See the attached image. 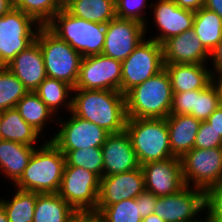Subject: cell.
I'll use <instances>...</instances> for the list:
<instances>
[{"instance_id": "1", "label": "cell", "mask_w": 222, "mask_h": 222, "mask_svg": "<svg viewBox=\"0 0 222 222\" xmlns=\"http://www.w3.org/2000/svg\"><path fill=\"white\" fill-rule=\"evenodd\" d=\"M71 112L109 133L125 130L127 111L125 95L113 90L73 89Z\"/></svg>"}, {"instance_id": "2", "label": "cell", "mask_w": 222, "mask_h": 222, "mask_svg": "<svg viewBox=\"0 0 222 222\" xmlns=\"http://www.w3.org/2000/svg\"><path fill=\"white\" fill-rule=\"evenodd\" d=\"M65 165V155L49 140L40 149L35 148L15 185L17 189L39 194L58 193Z\"/></svg>"}, {"instance_id": "3", "label": "cell", "mask_w": 222, "mask_h": 222, "mask_svg": "<svg viewBox=\"0 0 222 222\" xmlns=\"http://www.w3.org/2000/svg\"><path fill=\"white\" fill-rule=\"evenodd\" d=\"M172 86L164 68L125 94L128 118H167L172 106Z\"/></svg>"}, {"instance_id": "4", "label": "cell", "mask_w": 222, "mask_h": 222, "mask_svg": "<svg viewBox=\"0 0 222 222\" xmlns=\"http://www.w3.org/2000/svg\"><path fill=\"white\" fill-rule=\"evenodd\" d=\"M46 27L82 57L102 54L106 24L90 22L62 10L55 14Z\"/></svg>"}, {"instance_id": "5", "label": "cell", "mask_w": 222, "mask_h": 222, "mask_svg": "<svg viewBox=\"0 0 222 222\" xmlns=\"http://www.w3.org/2000/svg\"><path fill=\"white\" fill-rule=\"evenodd\" d=\"M125 131L131 139L140 166L174 157L166 118H128Z\"/></svg>"}, {"instance_id": "6", "label": "cell", "mask_w": 222, "mask_h": 222, "mask_svg": "<svg viewBox=\"0 0 222 222\" xmlns=\"http://www.w3.org/2000/svg\"><path fill=\"white\" fill-rule=\"evenodd\" d=\"M35 40L43 54L46 75L75 87L82 55L66 41L58 38L46 26H38Z\"/></svg>"}, {"instance_id": "7", "label": "cell", "mask_w": 222, "mask_h": 222, "mask_svg": "<svg viewBox=\"0 0 222 222\" xmlns=\"http://www.w3.org/2000/svg\"><path fill=\"white\" fill-rule=\"evenodd\" d=\"M100 178L82 167L65 166L58 194L77 212L94 213Z\"/></svg>"}, {"instance_id": "8", "label": "cell", "mask_w": 222, "mask_h": 222, "mask_svg": "<svg viewBox=\"0 0 222 222\" xmlns=\"http://www.w3.org/2000/svg\"><path fill=\"white\" fill-rule=\"evenodd\" d=\"M163 69L162 45L153 39H144L122 61L121 93L125 95L133 87L155 76Z\"/></svg>"}, {"instance_id": "9", "label": "cell", "mask_w": 222, "mask_h": 222, "mask_svg": "<svg viewBox=\"0 0 222 222\" xmlns=\"http://www.w3.org/2000/svg\"><path fill=\"white\" fill-rule=\"evenodd\" d=\"M35 23L32 17L15 8L0 17V66H8L35 41L38 32L32 29Z\"/></svg>"}, {"instance_id": "10", "label": "cell", "mask_w": 222, "mask_h": 222, "mask_svg": "<svg viewBox=\"0 0 222 222\" xmlns=\"http://www.w3.org/2000/svg\"><path fill=\"white\" fill-rule=\"evenodd\" d=\"M180 160L185 185L193 181L194 188L206 191L222 183V147L193 148Z\"/></svg>"}, {"instance_id": "11", "label": "cell", "mask_w": 222, "mask_h": 222, "mask_svg": "<svg viewBox=\"0 0 222 222\" xmlns=\"http://www.w3.org/2000/svg\"><path fill=\"white\" fill-rule=\"evenodd\" d=\"M122 62L103 54L83 57L73 89L121 92Z\"/></svg>"}, {"instance_id": "12", "label": "cell", "mask_w": 222, "mask_h": 222, "mask_svg": "<svg viewBox=\"0 0 222 222\" xmlns=\"http://www.w3.org/2000/svg\"><path fill=\"white\" fill-rule=\"evenodd\" d=\"M185 185L178 192L160 196L154 208L165 222H198L195 217L204 209V191ZM195 216V217H194ZM195 219V220H194Z\"/></svg>"}, {"instance_id": "13", "label": "cell", "mask_w": 222, "mask_h": 222, "mask_svg": "<svg viewBox=\"0 0 222 222\" xmlns=\"http://www.w3.org/2000/svg\"><path fill=\"white\" fill-rule=\"evenodd\" d=\"M145 29L139 21L115 17L106 24L102 54L124 61L144 40Z\"/></svg>"}, {"instance_id": "14", "label": "cell", "mask_w": 222, "mask_h": 222, "mask_svg": "<svg viewBox=\"0 0 222 222\" xmlns=\"http://www.w3.org/2000/svg\"><path fill=\"white\" fill-rule=\"evenodd\" d=\"M60 121L59 119L61 129L50 139L60 150L102 147L110 134L104 128L82 119L72 112L67 122Z\"/></svg>"}, {"instance_id": "15", "label": "cell", "mask_w": 222, "mask_h": 222, "mask_svg": "<svg viewBox=\"0 0 222 222\" xmlns=\"http://www.w3.org/2000/svg\"><path fill=\"white\" fill-rule=\"evenodd\" d=\"M144 174L145 190L156 196H167L178 192L185 186L182 164L179 157L141 165Z\"/></svg>"}, {"instance_id": "16", "label": "cell", "mask_w": 222, "mask_h": 222, "mask_svg": "<svg viewBox=\"0 0 222 222\" xmlns=\"http://www.w3.org/2000/svg\"><path fill=\"white\" fill-rule=\"evenodd\" d=\"M145 190L141 166L135 170L100 179V191L96 208H105L122 200L136 198Z\"/></svg>"}, {"instance_id": "17", "label": "cell", "mask_w": 222, "mask_h": 222, "mask_svg": "<svg viewBox=\"0 0 222 222\" xmlns=\"http://www.w3.org/2000/svg\"><path fill=\"white\" fill-rule=\"evenodd\" d=\"M101 148L103 176L128 172L140 167L131 139L125 130L110 133Z\"/></svg>"}, {"instance_id": "18", "label": "cell", "mask_w": 222, "mask_h": 222, "mask_svg": "<svg viewBox=\"0 0 222 222\" xmlns=\"http://www.w3.org/2000/svg\"><path fill=\"white\" fill-rule=\"evenodd\" d=\"M163 64H206L210 53L195 35L194 29L167 39L163 44Z\"/></svg>"}, {"instance_id": "19", "label": "cell", "mask_w": 222, "mask_h": 222, "mask_svg": "<svg viewBox=\"0 0 222 222\" xmlns=\"http://www.w3.org/2000/svg\"><path fill=\"white\" fill-rule=\"evenodd\" d=\"M154 8V21L161 33L152 39L161 45L167 39L193 28L195 12L178 7L173 0H159Z\"/></svg>"}, {"instance_id": "20", "label": "cell", "mask_w": 222, "mask_h": 222, "mask_svg": "<svg viewBox=\"0 0 222 222\" xmlns=\"http://www.w3.org/2000/svg\"><path fill=\"white\" fill-rule=\"evenodd\" d=\"M28 89L34 92L47 77L43 54L35 40L24 51L17 54L6 66Z\"/></svg>"}, {"instance_id": "21", "label": "cell", "mask_w": 222, "mask_h": 222, "mask_svg": "<svg viewBox=\"0 0 222 222\" xmlns=\"http://www.w3.org/2000/svg\"><path fill=\"white\" fill-rule=\"evenodd\" d=\"M206 64H167L164 68L169 74L173 93L205 89L213 82L214 72Z\"/></svg>"}, {"instance_id": "22", "label": "cell", "mask_w": 222, "mask_h": 222, "mask_svg": "<svg viewBox=\"0 0 222 222\" xmlns=\"http://www.w3.org/2000/svg\"><path fill=\"white\" fill-rule=\"evenodd\" d=\"M172 154L181 158L194 148L196 134L202 121L192 115H169L166 118Z\"/></svg>"}, {"instance_id": "23", "label": "cell", "mask_w": 222, "mask_h": 222, "mask_svg": "<svg viewBox=\"0 0 222 222\" xmlns=\"http://www.w3.org/2000/svg\"><path fill=\"white\" fill-rule=\"evenodd\" d=\"M35 146L0 139V170L16 183L27 167Z\"/></svg>"}, {"instance_id": "24", "label": "cell", "mask_w": 222, "mask_h": 222, "mask_svg": "<svg viewBox=\"0 0 222 222\" xmlns=\"http://www.w3.org/2000/svg\"><path fill=\"white\" fill-rule=\"evenodd\" d=\"M40 133L30 126L16 108L0 112V139L33 146Z\"/></svg>"}, {"instance_id": "25", "label": "cell", "mask_w": 222, "mask_h": 222, "mask_svg": "<svg viewBox=\"0 0 222 222\" xmlns=\"http://www.w3.org/2000/svg\"><path fill=\"white\" fill-rule=\"evenodd\" d=\"M77 213L58 193L38 194L33 222H70Z\"/></svg>"}, {"instance_id": "26", "label": "cell", "mask_w": 222, "mask_h": 222, "mask_svg": "<svg viewBox=\"0 0 222 222\" xmlns=\"http://www.w3.org/2000/svg\"><path fill=\"white\" fill-rule=\"evenodd\" d=\"M193 29L203 47L211 51L222 40V18L206 7L195 11Z\"/></svg>"}, {"instance_id": "27", "label": "cell", "mask_w": 222, "mask_h": 222, "mask_svg": "<svg viewBox=\"0 0 222 222\" xmlns=\"http://www.w3.org/2000/svg\"><path fill=\"white\" fill-rule=\"evenodd\" d=\"M67 11L75 17L102 24L116 17L115 0H76Z\"/></svg>"}, {"instance_id": "28", "label": "cell", "mask_w": 222, "mask_h": 222, "mask_svg": "<svg viewBox=\"0 0 222 222\" xmlns=\"http://www.w3.org/2000/svg\"><path fill=\"white\" fill-rule=\"evenodd\" d=\"M20 116L39 133L44 129L46 120L55 115L35 92H28L16 105Z\"/></svg>"}, {"instance_id": "29", "label": "cell", "mask_w": 222, "mask_h": 222, "mask_svg": "<svg viewBox=\"0 0 222 222\" xmlns=\"http://www.w3.org/2000/svg\"><path fill=\"white\" fill-rule=\"evenodd\" d=\"M11 201L0 199L9 222H33L39 193L17 189Z\"/></svg>"}, {"instance_id": "30", "label": "cell", "mask_w": 222, "mask_h": 222, "mask_svg": "<svg viewBox=\"0 0 222 222\" xmlns=\"http://www.w3.org/2000/svg\"><path fill=\"white\" fill-rule=\"evenodd\" d=\"M73 91V88L60 80L46 77L39 87L34 91L39 98L49 107V109L55 114L63 102L67 110H72V97L66 101L69 92ZM66 102V103H65Z\"/></svg>"}, {"instance_id": "31", "label": "cell", "mask_w": 222, "mask_h": 222, "mask_svg": "<svg viewBox=\"0 0 222 222\" xmlns=\"http://www.w3.org/2000/svg\"><path fill=\"white\" fill-rule=\"evenodd\" d=\"M98 222H142L140 202L136 198L125 199L94 212Z\"/></svg>"}, {"instance_id": "32", "label": "cell", "mask_w": 222, "mask_h": 222, "mask_svg": "<svg viewBox=\"0 0 222 222\" xmlns=\"http://www.w3.org/2000/svg\"><path fill=\"white\" fill-rule=\"evenodd\" d=\"M24 84L6 67L0 66V112L16 108L28 93Z\"/></svg>"}, {"instance_id": "33", "label": "cell", "mask_w": 222, "mask_h": 222, "mask_svg": "<svg viewBox=\"0 0 222 222\" xmlns=\"http://www.w3.org/2000/svg\"><path fill=\"white\" fill-rule=\"evenodd\" d=\"M66 158L65 166L82 167L103 177V153L101 147H85L77 150H60Z\"/></svg>"}, {"instance_id": "34", "label": "cell", "mask_w": 222, "mask_h": 222, "mask_svg": "<svg viewBox=\"0 0 222 222\" xmlns=\"http://www.w3.org/2000/svg\"><path fill=\"white\" fill-rule=\"evenodd\" d=\"M13 8L32 17L39 26H46L59 12L56 0H13Z\"/></svg>"}, {"instance_id": "35", "label": "cell", "mask_w": 222, "mask_h": 222, "mask_svg": "<svg viewBox=\"0 0 222 222\" xmlns=\"http://www.w3.org/2000/svg\"><path fill=\"white\" fill-rule=\"evenodd\" d=\"M220 106V96L216 85L212 82L205 89L194 90L193 114L200 121H206Z\"/></svg>"}, {"instance_id": "36", "label": "cell", "mask_w": 222, "mask_h": 222, "mask_svg": "<svg viewBox=\"0 0 222 222\" xmlns=\"http://www.w3.org/2000/svg\"><path fill=\"white\" fill-rule=\"evenodd\" d=\"M204 208L208 222H222V183L204 191Z\"/></svg>"}, {"instance_id": "37", "label": "cell", "mask_w": 222, "mask_h": 222, "mask_svg": "<svg viewBox=\"0 0 222 222\" xmlns=\"http://www.w3.org/2000/svg\"><path fill=\"white\" fill-rule=\"evenodd\" d=\"M146 5V0H115L116 17L136 20L146 25V18L141 14Z\"/></svg>"}, {"instance_id": "38", "label": "cell", "mask_w": 222, "mask_h": 222, "mask_svg": "<svg viewBox=\"0 0 222 222\" xmlns=\"http://www.w3.org/2000/svg\"><path fill=\"white\" fill-rule=\"evenodd\" d=\"M222 147V137L207 122L202 121L196 134L194 148L210 149Z\"/></svg>"}, {"instance_id": "39", "label": "cell", "mask_w": 222, "mask_h": 222, "mask_svg": "<svg viewBox=\"0 0 222 222\" xmlns=\"http://www.w3.org/2000/svg\"><path fill=\"white\" fill-rule=\"evenodd\" d=\"M194 102V90L182 93H173L170 115H192Z\"/></svg>"}, {"instance_id": "40", "label": "cell", "mask_w": 222, "mask_h": 222, "mask_svg": "<svg viewBox=\"0 0 222 222\" xmlns=\"http://www.w3.org/2000/svg\"><path fill=\"white\" fill-rule=\"evenodd\" d=\"M157 198L158 196L147 190H144L136 197V200L140 202V214L142 219L153 214Z\"/></svg>"}, {"instance_id": "41", "label": "cell", "mask_w": 222, "mask_h": 222, "mask_svg": "<svg viewBox=\"0 0 222 222\" xmlns=\"http://www.w3.org/2000/svg\"><path fill=\"white\" fill-rule=\"evenodd\" d=\"M222 137V104L206 120Z\"/></svg>"}, {"instance_id": "42", "label": "cell", "mask_w": 222, "mask_h": 222, "mask_svg": "<svg viewBox=\"0 0 222 222\" xmlns=\"http://www.w3.org/2000/svg\"><path fill=\"white\" fill-rule=\"evenodd\" d=\"M210 57L213 60L214 70L217 74H222V40L211 51Z\"/></svg>"}, {"instance_id": "43", "label": "cell", "mask_w": 222, "mask_h": 222, "mask_svg": "<svg viewBox=\"0 0 222 222\" xmlns=\"http://www.w3.org/2000/svg\"><path fill=\"white\" fill-rule=\"evenodd\" d=\"M174 3L181 8L191 11H198L201 7H204V0H173Z\"/></svg>"}, {"instance_id": "44", "label": "cell", "mask_w": 222, "mask_h": 222, "mask_svg": "<svg viewBox=\"0 0 222 222\" xmlns=\"http://www.w3.org/2000/svg\"><path fill=\"white\" fill-rule=\"evenodd\" d=\"M70 222H98L95 213H77Z\"/></svg>"}, {"instance_id": "45", "label": "cell", "mask_w": 222, "mask_h": 222, "mask_svg": "<svg viewBox=\"0 0 222 222\" xmlns=\"http://www.w3.org/2000/svg\"><path fill=\"white\" fill-rule=\"evenodd\" d=\"M204 7L216 12L222 18V0H204Z\"/></svg>"}, {"instance_id": "46", "label": "cell", "mask_w": 222, "mask_h": 222, "mask_svg": "<svg viewBox=\"0 0 222 222\" xmlns=\"http://www.w3.org/2000/svg\"><path fill=\"white\" fill-rule=\"evenodd\" d=\"M13 8V0H0V17Z\"/></svg>"}, {"instance_id": "47", "label": "cell", "mask_w": 222, "mask_h": 222, "mask_svg": "<svg viewBox=\"0 0 222 222\" xmlns=\"http://www.w3.org/2000/svg\"><path fill=\"white\" fill-rule=\"evenodd\" d=\"M76 0H56L59 11L67 10Z\"/></svg>"}, {"instance_id": "48", "label": "cell", "mask_w": 222, "mask_h": 222, "mask_svg": "<svg viewBox=\"0 0 222 222\" xmlns=\"http://www.w3.org/2000/svg\"><path fill=\"white\" fill-rule=\"evenodd\" d=\"M218 79L216 80V78L213 77V83L216 85L218 92H219V96H220V103L222 104V74L217 76Z\"/></svg>"}, {"instance_id": "49", "label": "cell", "mask_w": 222, "mask_h": 222, "mask_svg": "<svg viewBox=\"0 0 222 222\" xmlns=\"http://www.w3.org/2000/svg\"><path fill=\"white\" fill-rule=\"evenodd\" d=\"M142 222H165L157 214H150L142 219Z\"/></svg>"}, {"instance_id": "50", "label": "cell", "mask_w": 222, "mask_h": 222, "mask_svg": "<svg viewBox=\"0 0 222 222\" xmlns=\"http://www.w3.org/2000/svg\"><path fill=\"white\" fill-rule=\"evenodd\" d=\"M0 222H9L6 211L3 206L0 204Z\"/></svg>"}, {"instance_id": "51", "label": "cell", "mask_w": 222, "mask_h": 222, "mask_svg": "<svg viewBox=\"0 0 222 222\" xmlns=\"http://www.w3.org/2000/svg\"><path fill=\"white\" fill-rule=\"evenodd\" d=\"M198 222H208V221H207L206 218H205V220H200V221H198Z\"/></svg>"}]
</instances>
